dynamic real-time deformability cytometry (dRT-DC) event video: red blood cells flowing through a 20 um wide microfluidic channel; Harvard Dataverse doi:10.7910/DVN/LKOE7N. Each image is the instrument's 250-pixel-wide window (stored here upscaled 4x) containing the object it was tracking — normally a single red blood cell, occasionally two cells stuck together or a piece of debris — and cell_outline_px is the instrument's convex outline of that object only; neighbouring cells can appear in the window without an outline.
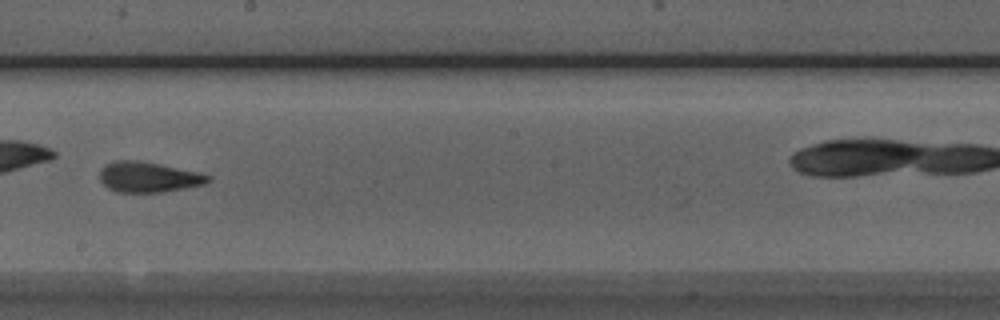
{"species": "Egyptian fruit bat (a non-hibernating species)", "species_latin": "Rousettus aegyptiacus", "temperature_condition": "room temperature", "stored_images_in_passage": 28, "camera_frame_rate_fps": 3000, "um_per_image_px": 0.085, "animal": {"sex": "male"}, "frame": {"image": 1, "passage_image": 13, "time_ms": 4.0, "image_size_px": [1000, 320], "cell_outline_px": [[212, 180], [204, 184], [184, 188], [160, 192], [116, 192], [108, 188], [100, 180], [100, 168], [104, 164], [116, 160], [136, 160], [200, 172], [212, 176]], "centroid_in_image_um": [12.61, 15.05], "position_along_channel_um": 235.6, "area_um2": 19.19}}
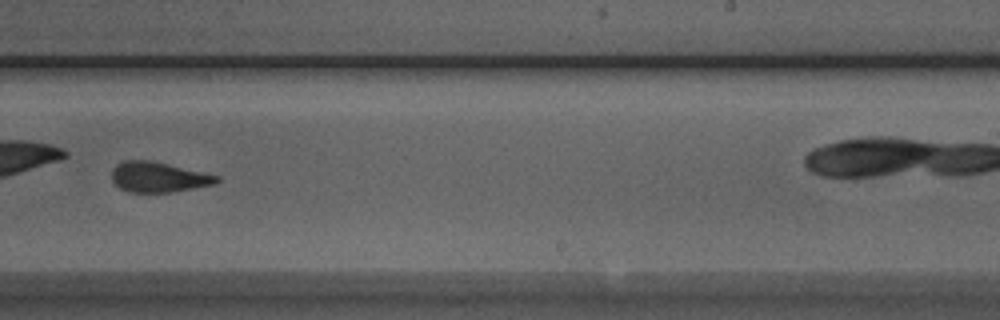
{"frame": {"image": 2, "passage_image": 16, "time_ms": 5.0, "image_size_px": [1000, 320], "cell_outline_px": [[220, 180], [216, 184], [172, 192], [128, 192], [120, 188], [112, 180], [112, 168], [116, 164], [124, 160], [148, 160], [220, 176]], "centroid_in_image_um": [13.45, 15.06], "position_along_channel_um": 275.5, "area_um2": 18.38}}